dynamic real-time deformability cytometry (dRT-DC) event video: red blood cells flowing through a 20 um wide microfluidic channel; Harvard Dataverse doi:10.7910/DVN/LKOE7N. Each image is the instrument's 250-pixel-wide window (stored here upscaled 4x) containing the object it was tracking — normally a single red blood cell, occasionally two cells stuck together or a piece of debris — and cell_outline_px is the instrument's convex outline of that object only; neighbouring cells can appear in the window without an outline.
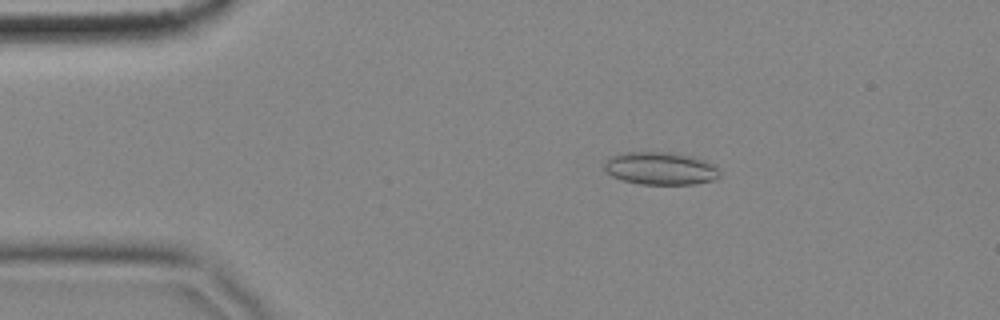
{"species": "common noctule bat (a hibernating species)", "species_latin": "Nyctalus noctula", "temperature_condition": "cold", "stored_images_in_passage": 57, "camera_frame_rate_fps": 3000, "um_per_image_px": 0.085, "animal": {"sex": "female", "body_mass_g": 18.4}, "frame": {"image": 1, "passage_image": 10, "time_ms": 3.0, "image_size_px": [1000, 320], "cell_outline_px": [[720, 176], [712, 180], [696, 184], [640, 184], [624, 180], [612, 176], [604, 168], [604, 164], [612, 156], [624, 152], [668, 152], [692, 156], [704, 160], [712, 164], [720, 172]], "centroid_in_image_um": [56.15, 14.31], "position_along_channel_um": 28.9, "area_um2": 21.79}}
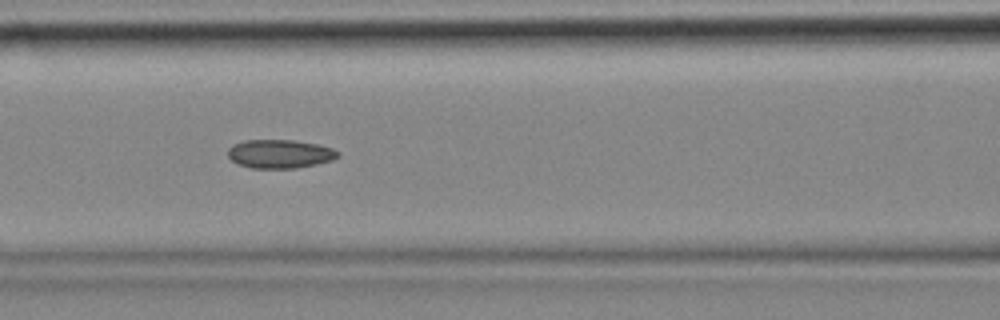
{"frame": {"image": 2, "passage_image": 24, "time_ms": 7.667, "image_size_px": [1000, 320], "cell_outline_px": [[340, 156], [332, 160], [316, 164], [296, 168], [252, 168], [236, 164], [228, 156], [228, 148], [232, 144], [244, 140], [292, 140], [316, 144], [332, 148], [340, 152]], "centroid_in_image_um": [23.77, 13.08], "position_along_channel_um": 142.8, "area_um2": 18.44}}
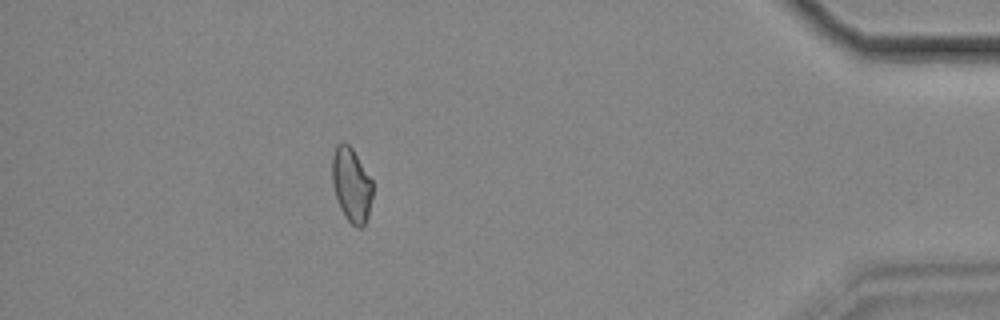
{"frame": {"image": 3, "passage_image": 51, "time_ms": 16.667, "image_size_px": [1000, 320], "cell_outline_px": [[372, 196], [368, 216], [364, 224], [360, 228], [356, 228], [344, 216], [340, 208], [332, 184], [332, 156], [336, 144], [348, 144], [352, 148], [372, 180]], "centroid_in_image_um": [29.86, 15.73], "position_along_channel_um": 405.3, "area_um2": 17.4}, "authors_computed_cell_mechanics": {"area_um2": 18.1492, "velocity_mm_per_s": 3.4781, "shape_relaxation_time_tau1_ms": null, "shape_relaxation_time_tau2_ms": 3.6934, "deformation_change_tau1": null, "deformation_change_tau2": 0.0899}}